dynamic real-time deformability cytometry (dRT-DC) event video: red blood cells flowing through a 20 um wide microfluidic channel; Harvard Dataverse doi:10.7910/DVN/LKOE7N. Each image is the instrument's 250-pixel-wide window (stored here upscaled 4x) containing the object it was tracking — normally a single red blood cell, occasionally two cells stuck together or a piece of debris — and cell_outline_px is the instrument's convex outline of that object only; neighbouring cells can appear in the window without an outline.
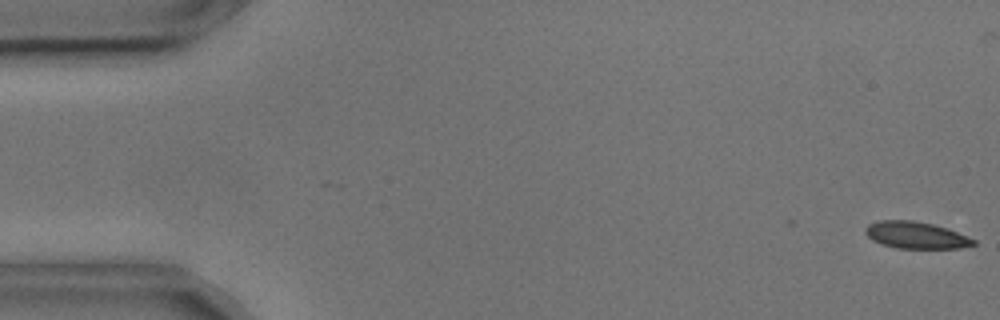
{"species": "common noctule bat (a hibernating species)", "species_latin": "Nyctalus noctula", "temperature_condition": "cold", "stored_images_in_passage": 2, "camera_frame_rate_fps": 3000, "um_per_image_px": 0.085, "animal": {"sex": "male", "body_mass_g": 17.9, "forearm_length_mm": 54.2}, "frame": {"image": 1, "passage_image": 2, "time_ms": 0.333, "image_size_px": [1000, 320], "cell_outline_px": [[976, 244], [960, 248], [896, 248], [880, 244], [872, 240], [864, 232], [864, 228], [868, 224], [876, 220], [912, 220], [932, 224], [948, 228], [976, 240]], "centroid_in_image_um": [77.81, 19.98], "position_along_channel_um": 7.2, "area_um2": 17.05}}